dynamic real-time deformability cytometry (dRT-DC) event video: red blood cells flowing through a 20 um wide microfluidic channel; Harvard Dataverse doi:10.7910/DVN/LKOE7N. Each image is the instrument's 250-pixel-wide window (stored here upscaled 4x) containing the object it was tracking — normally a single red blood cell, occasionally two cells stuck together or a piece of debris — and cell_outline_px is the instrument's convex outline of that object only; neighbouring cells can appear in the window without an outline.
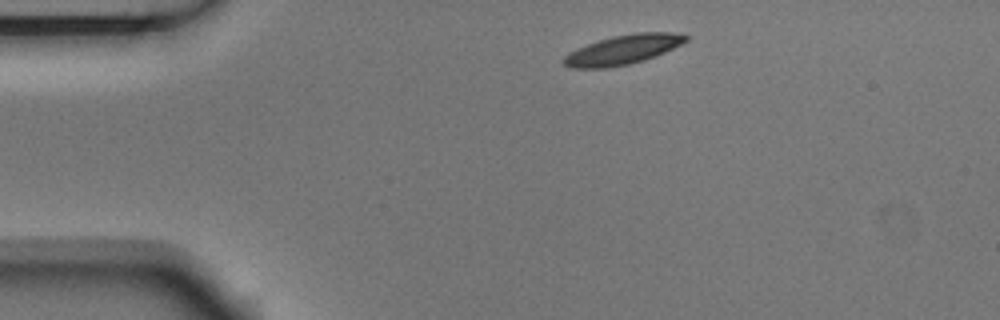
{"species": "Egyptian fruit bat (a non-hibernating species)", "species_latin": "Rousettus aegyptiacus", "temperature_condition": "room temperature", "stored_images_in_passage": 2, "camera_frame_rate_fps": 3000, "um_per_image_px": 0.085, "animal": {"sex": "male"}, "frame": {"image": 1, "passage_image": 1, "time_ms": 0.0, "image_size_px": [1000, 320], "cell_outline_px": [[688, 40], [656, 56], [644, 60], [628, 64], [604, 68], [572, 68], [564, 64], [560, 60], [564, 56], [588, 44], [612, 36], [636, 32], [672, 32], [688, 36]], "centroid_in_image_um": [52.96, 4.22], "position_along_channel_um": 32.0, "area_um2": 20.63}}